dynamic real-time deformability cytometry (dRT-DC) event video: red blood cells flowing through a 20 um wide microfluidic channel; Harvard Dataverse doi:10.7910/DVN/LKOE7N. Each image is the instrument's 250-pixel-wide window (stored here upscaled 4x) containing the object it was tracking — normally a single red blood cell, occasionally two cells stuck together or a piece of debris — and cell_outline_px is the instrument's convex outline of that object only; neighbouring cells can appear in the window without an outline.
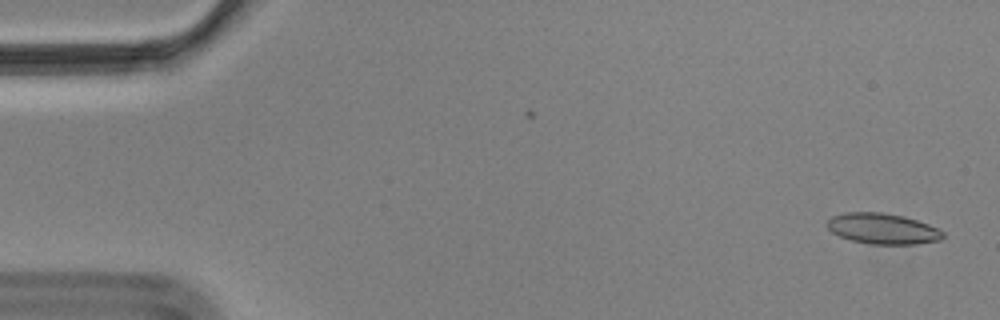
{"species": "Egyptian fruit bat (a non-hibernating species)", "species_latin": "Rousettus aegyptiacus", "temperature_condition": "cold", "stored_images_in_passage": 14, "camera_frame_rate_fps": 3000, "um_per_image_px": 0.085, "animal": {"sex": "male"}, "frame": {"image": 1, "passage_image": 1, "time_ms": 0.0, "image_size_px": [1000, 320], "cell_outline_px": [[944, 236], [940, 240], [916, 244], [868, 244], [852, 240], [840, 236], [832, 232], [828, 228], [828, 220], [832, 216], [844, 212], [884, 212], [904, 216], [928, 224], [944, 232]], "centroid_in_image_um": [75.03, 19.43], "position_along_channel_um": 10.0, "area_um2": 20.69}}